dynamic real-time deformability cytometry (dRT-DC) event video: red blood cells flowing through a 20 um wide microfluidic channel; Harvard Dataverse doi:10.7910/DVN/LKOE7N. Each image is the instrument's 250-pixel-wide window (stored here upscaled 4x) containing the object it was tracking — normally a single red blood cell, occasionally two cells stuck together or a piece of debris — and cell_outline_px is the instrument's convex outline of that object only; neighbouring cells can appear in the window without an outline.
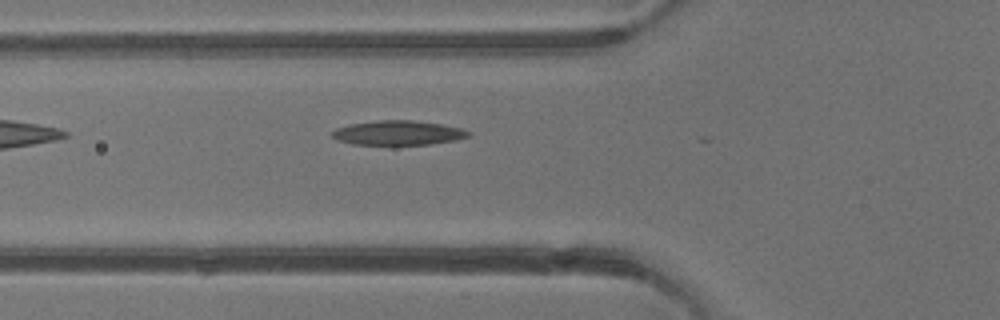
{"species": "common noctule bat (a hibernating species)", "species_latin": "Nyctalus noctula", "temperature_condition": "warm", "stored_images_in_passage": 4, "camera_frame_rate_fps": 3000, "um_per_image_px": 0.085, "animal": {"sex": "male", "body_mass_g": 13.3}, "frame": {"image": 1, "passage_image": 4, "time_ms": 3.333, "image_size_px": [1000, 320], "cell_outline_px": [[472, 136], [456, 140], [432, 144], [352, 144], [340, 140], [332, 136], [332, 132], [336, 128], [348, 124], [376, 120], [412, 120], [440, 124], [460, 128], [472, 132]], "centroid_in_image_um": [33.88, 11.28], "position_along_channel_um": 91.9, "area_um2": 19.36}}